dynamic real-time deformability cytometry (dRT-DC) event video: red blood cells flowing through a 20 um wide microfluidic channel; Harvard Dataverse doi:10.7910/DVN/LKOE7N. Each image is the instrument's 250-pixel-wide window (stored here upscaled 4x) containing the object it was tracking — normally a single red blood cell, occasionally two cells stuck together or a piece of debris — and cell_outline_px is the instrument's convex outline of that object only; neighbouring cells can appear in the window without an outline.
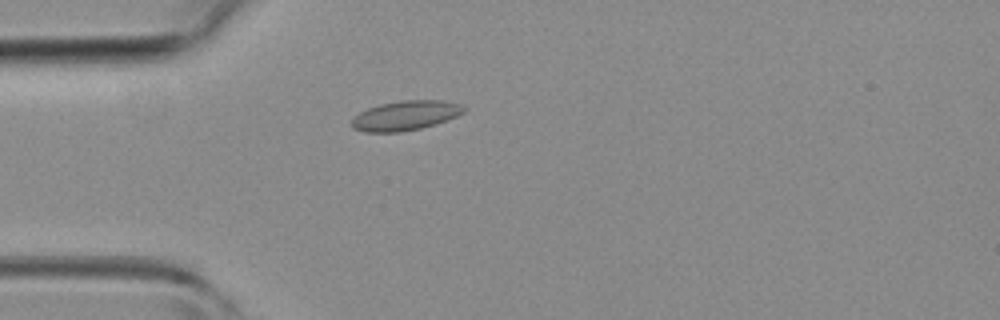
{"species": "common noctule bat (a hibernating species)", "species_latin": "Nyctalus noctula", "temperature_condition": "room temperature", "stored_images_in_passage": 30, "camera_frame_rate_fps": 3000, "um_per_image_px": 0.085, "animal": {"sex": "female", "body_mass_g": 19.3, "forearm_length_mm": 54.1}, "frame": {"image": 1, "passage_image": 3, "time_ms": 0.667, "image_size_px": [1000, 320], "cell_outline_px": [[468, 108], [464, 112], [456, 116], [420, 128], [400, 132], [364, 132], [352, 128], [352, 120], [360, 112], [368, 108], [380, 104], [400, 100], [444, 100], [460, 104]], "centroid_in_image_um": [34.46, 9.81], "position_along_channel_um": 50.5, "area_um2": 19.19}}
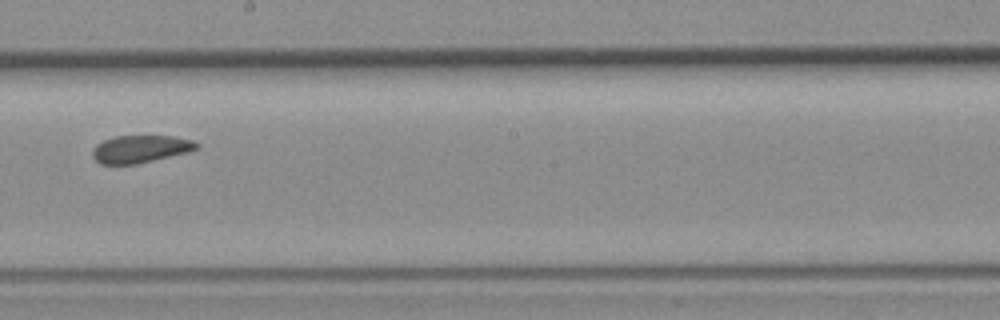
{"frame": {"image": 2, "passage_image": 16, "time_ms": 5.0, "image_size_px": [1000, 320], "cell_outline_px": [[200, 148], [188, 152], [136, 164], [100, 164], [92, 156], [92, 152], [96, 144], [104, 140], [116, 136], [172, 136], [192, 140], [200, 144]], "centroid_in_image_um": [11.95, 12.66], "position_along_channel_um": 236.3, "area_um2": 16.65}}
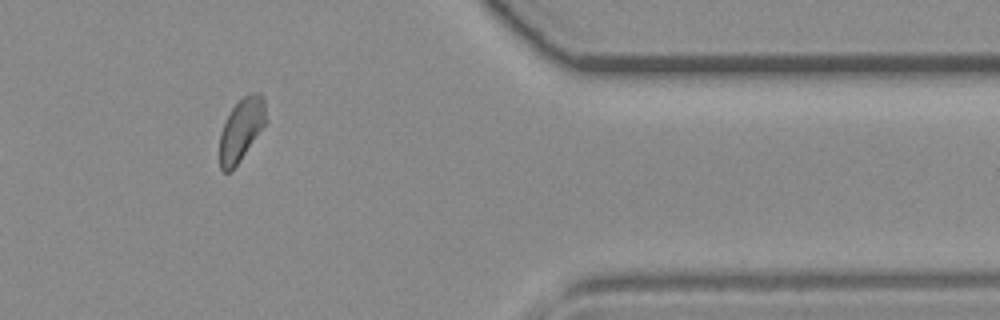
{"frame": {"image": 3, "passage_image": 28, "time_ms": 9.0, "image_size_px": [1000, 320], "cell_outline_px": [[268, 120], [232, 172], [224, 172], [220, 168], [220, 132], [232, 108], [248, 92], [260, 92], [264, 96]], "centroid_in_image_um": [20.54, 10.99], "position_along_channel_um": 390.9, "area_um2": 17.05}}